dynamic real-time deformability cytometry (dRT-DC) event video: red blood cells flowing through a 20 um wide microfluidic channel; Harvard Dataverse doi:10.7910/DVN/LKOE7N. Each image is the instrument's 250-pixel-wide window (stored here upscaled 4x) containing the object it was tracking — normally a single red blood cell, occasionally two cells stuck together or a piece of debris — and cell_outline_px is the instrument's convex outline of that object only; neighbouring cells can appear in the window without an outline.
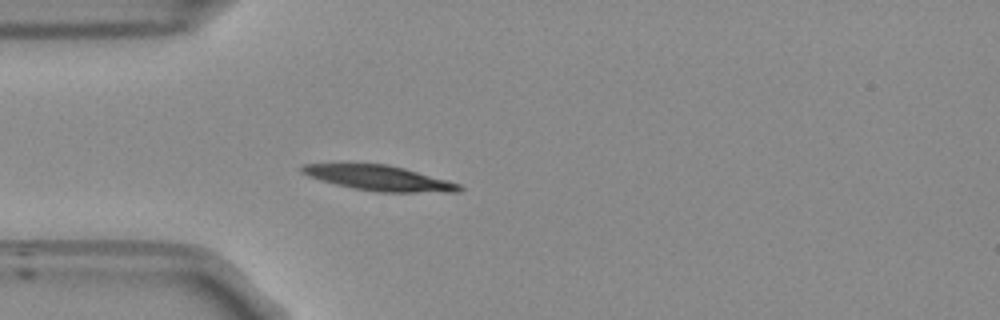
{"species": "Egyptian fruit bat (a non-hibernating species)", "species_latin": "Rousettus aegyptiacus", "temperature_condition": "room temperature", "stored_images_in_passage": 40, "camera_frame_rate_fps": 3000, "um_per_image_px": 0.085, "frame": {"image": 1, "passage_image": 1, "time_ms": 0.0, "image_size_px": [1000, 320], "cell_outline_px": [[464, 188], [460, 192], [376, 192], [352, 188], [320, 180], [308, 176], [300, 172], [300, 168], [304, 164], [344, 160], [388, 164], [404, 168], [448, 180], [460, 184]], "centroid_in_image_um": [32.1, 15.08], "position_along_channel_um": 52.9, "area_um2": 24.22}}
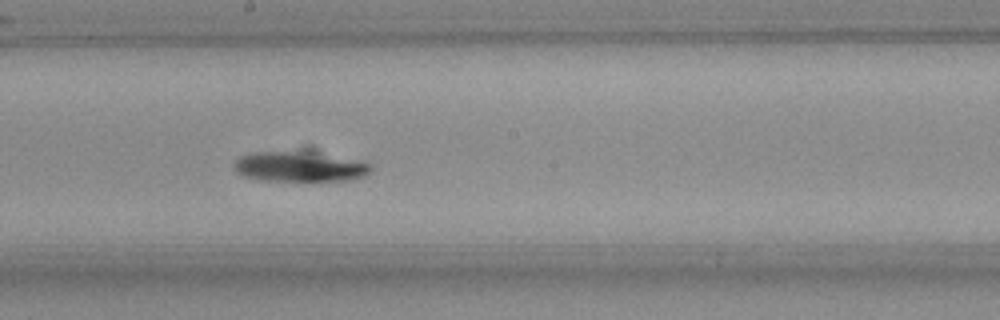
{"frame": {"image": 2, "passage_image": 15, "time_ms": 4.667, "image_size_px": [1000, 320], "cell_outline_px": [[372, 172], [364, 176], [352, 180], [324, 184], [308, 184], [256, 180], [240, 176], [236, 172], [236, 160], [240, 156], [256, 152], [288, 152], [372, 164]], "centroid_in_image_um": [25.42, 14.31], "position_along_channel_um": 222.8, "area_um2": 24.16}}
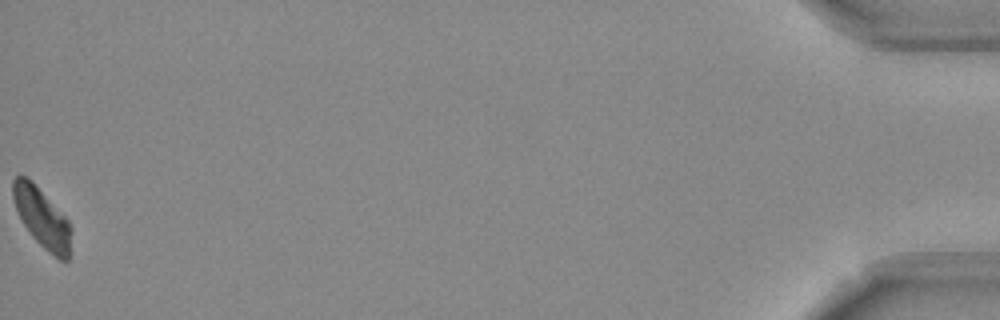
{"frame": {"image": 3, "passage_image": 40, "time_ms": 13.0, "image_size_px": [1000, 320], "cell_outline_px": [[72, 232], [68, 260], [60, 260], [48, 252], [32, 236], [24, 224], [16, 208], [12, 196], [12, 180], [16, 176], [28, 176], [32, 180], [68, 220], [72, 228]], "centroid_in_image_um": [3.58, 18.5], "position_along_channel_um": 431.6, "area_um2": 20.11}, "authors_computed_cell_mechanics": {"area_um2": 22.9466, "velocity_mm_per_s": 3.7647, "shape_relaxation_time_tau1_ms": 3.3911, "shape_relaxation_time_tau2_ms": null, "deformation_change_tau1": 0.1109, "deformation_change_tau2": null}}